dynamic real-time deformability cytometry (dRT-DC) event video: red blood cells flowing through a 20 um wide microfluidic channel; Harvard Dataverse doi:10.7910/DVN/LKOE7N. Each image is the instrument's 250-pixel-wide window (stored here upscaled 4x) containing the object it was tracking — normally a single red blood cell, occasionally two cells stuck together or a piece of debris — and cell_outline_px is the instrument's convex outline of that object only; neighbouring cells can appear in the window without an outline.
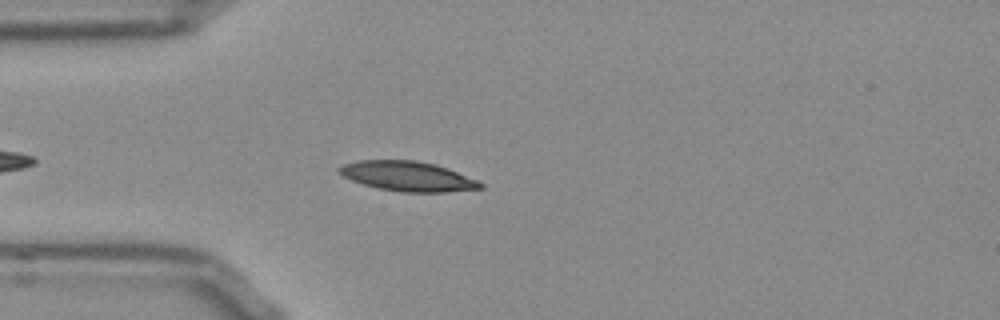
{"species": "Egyptian fruit bat (a non-hibernating species)", "species_latin": "Rousettus aegyptiacus", "temperature_condition": "room temperature", "stored_images_in_passage": 40, "camera_frame_rate_fps": 3000, "um_per_image_px": 0.085, "frame": {"image": 1, "passage_image": 6, "time_ms": 1.667, "image_size_px": [1000, 320], "cell_outline_px": [[484, 188], [444, 192], [400, 192], [376, 188], [352, 180], [344, 176], [336, 168], [344, 164], [356, 160], [416, 160], [436, 164], [448, 168], [476, 180], [484, 184]], "centroid_in_image_um": [34.65, 14.98], "position_along_channel_um": 50.3, "area_um2": 24.51}}
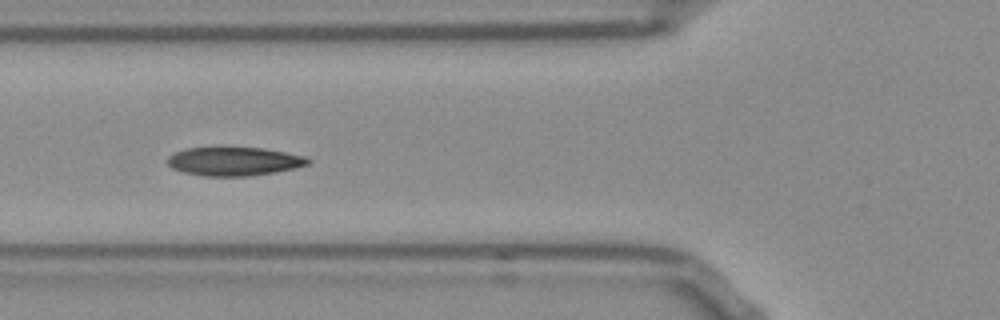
{"frame": {"image": 2, "passage_image": 11, "time_ms": 3.333, "image_size_px": [1000, 320], "cell_outline_px": [[312, 160], [308, 164], [296, 168], [276, 172], [248, 176], [204, 176], [184, 172], [172, 168], [168, 164], [168, 156], [184, 148], [264, 148], [304, 156]], "centroid_in_image_um": [19.91, 13.72], "position_along_channel_um": 105.9, "area_um2": 23.29}}
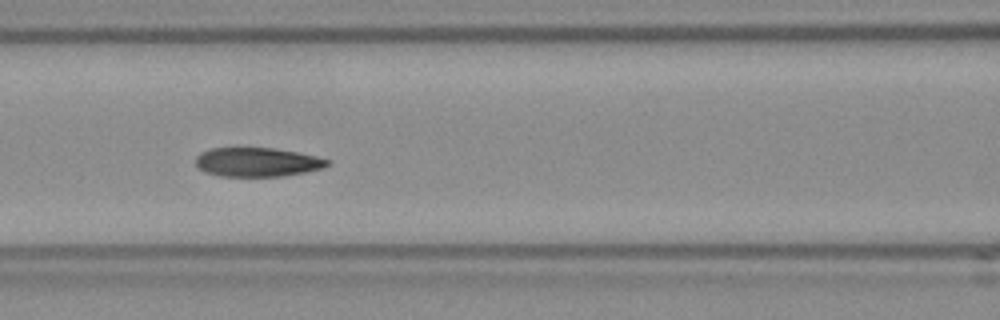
{"frame": {"image": 3, "passage_image": 14, "time_ms": 4.333, "image_size_px": [1000, 320], "cell_outline_px": [[332, 164], [324, 168], [284, 176], [220, 176], [204, 172], [196, 168], [196, 156], [200, 152], [212, 148], [272, 148], [296, 152], [316, 156], [332, 160]], "centroid_in_image_um": [21.87, 13.78], "position_along_channel_um": 144.7, "area_um2": 22.48}, "authors_computed_cell_mechanics": {"area_um2": 20.9236, "velocity_mm_per_s": 3.8619, "shape_relaxation_time_tau1_ms": 8.9814, "shape_relaxation_time_tau2_ms": 2.0117, "deformation_change_tau1": 0.2302, "deformation_change_tau2": 0.0607}}